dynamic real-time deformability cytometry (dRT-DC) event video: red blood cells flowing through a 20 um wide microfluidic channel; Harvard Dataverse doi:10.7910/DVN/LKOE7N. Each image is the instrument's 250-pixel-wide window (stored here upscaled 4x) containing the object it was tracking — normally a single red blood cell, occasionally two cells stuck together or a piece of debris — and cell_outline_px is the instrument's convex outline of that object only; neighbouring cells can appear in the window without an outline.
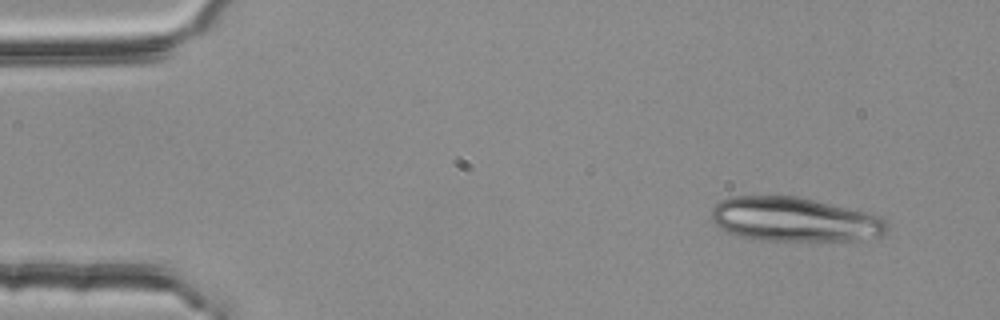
{"species": "common noctule bat (a hibernating species)", "species_latin": "Nyctalus noctula", "temperature_condition": "room temperature", "stored_images_in_passage": 5, "camera_frame_rate_fps": 3000, "um_per_image_px": 0.085, "animal": {"sex": "female", "body_mass_g": 25.1}, "frame": {"image": 1, "passage_image": 1, "time_ms": 0.0, "image_size_px": [1000, 320], "cell_outline_px": [[888, 232], [884, 236], [860, 240], [756, 240], [736, 236], [728, 232], [716, 224], [712, 220], [712, 208], [720, 200], [732, 196], [800, 196], [880, 216], [888, 220]], "centroid_in_image_um": [67.56, 18.66], "position_along_channel_um": 17.4, "area_um2": 45.55}}